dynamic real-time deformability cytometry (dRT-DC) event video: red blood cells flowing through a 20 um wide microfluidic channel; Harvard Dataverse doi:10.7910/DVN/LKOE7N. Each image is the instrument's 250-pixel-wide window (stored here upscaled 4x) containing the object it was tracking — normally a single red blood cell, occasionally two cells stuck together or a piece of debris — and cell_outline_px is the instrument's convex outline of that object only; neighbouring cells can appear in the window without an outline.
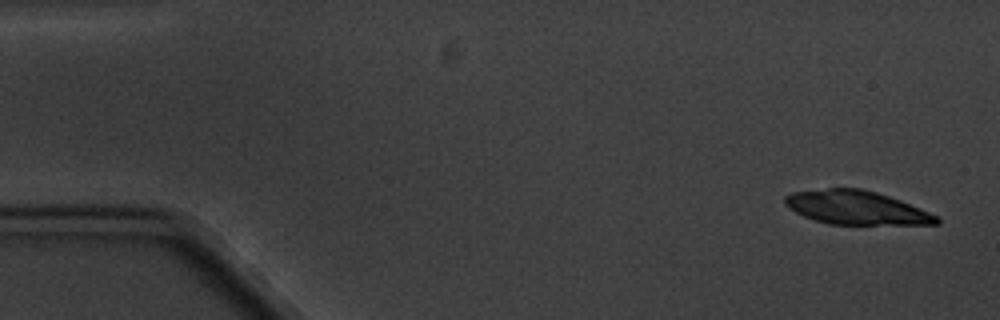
{"species": "common noctule bat (a hibernating species)", "species_latin": "Nyctalus noctula", "temperature_condition": "cold", "stored_images_in_passage": 5, "camera_frame_rate_fps": 3000, "um_per_image_px": 0.085, "animal": {"sex": "male", "body_mass_g": 20.1, "forearm_length_mm": 53.5}, "frame": {"image": 1, "passage_image": 1, "time_ms": 0.0, "image_size_px": [1000, 320], "cell_outline_px": [[940, 224], [828, 224], [804, 216], [788, 208], [784, 204], [784, 196], [792, 192], [828, 188], [860, 188], [876, 192], [900, 200], [928, 212], [936, 216], [940, 220]], "centroid_in_image_um": [72.74, 17.64], "position_along_channel_um": 12.3, "area_um2": 29.48}}